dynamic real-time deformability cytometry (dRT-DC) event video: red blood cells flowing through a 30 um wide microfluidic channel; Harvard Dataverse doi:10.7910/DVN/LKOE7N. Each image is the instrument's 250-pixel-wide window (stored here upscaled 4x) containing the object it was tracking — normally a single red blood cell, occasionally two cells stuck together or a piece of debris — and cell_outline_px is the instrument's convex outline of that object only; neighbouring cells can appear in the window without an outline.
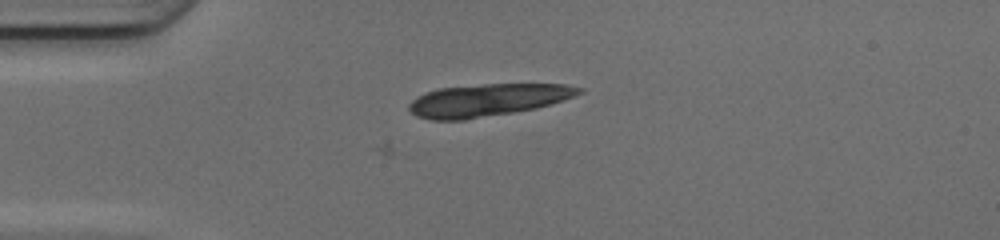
{"species": "common noctule bat (a hibernating species)", "species_latin": "Nyctalus noctula", "temperature_condition": "cold", "stored_images_in_passage": 5, "camera_frame_rate_fps": 3000, "um_per_image_px": 0.085, "animal": {"sex": "female", "body_mass_g": 17.0, "forearm_length_mm": 48.0}, "frame": {"image": 1, "passage_image": 1, "time_ms": 0.0, "image_size_px": [1000, 240], "cell_outline_px": [[584, 92], [564, 100], [552, 104], [536, 108], [464, 120], [432, 120], [416, 116], [408, 108], [408, 104], [416, 96], [440, 88], [484, 84], [564, 84], [584, 88]], "centroid_in_image_um": [41.46, 8.5], "position_along_channel_um": 43.5, "area_um2": 32.08}}